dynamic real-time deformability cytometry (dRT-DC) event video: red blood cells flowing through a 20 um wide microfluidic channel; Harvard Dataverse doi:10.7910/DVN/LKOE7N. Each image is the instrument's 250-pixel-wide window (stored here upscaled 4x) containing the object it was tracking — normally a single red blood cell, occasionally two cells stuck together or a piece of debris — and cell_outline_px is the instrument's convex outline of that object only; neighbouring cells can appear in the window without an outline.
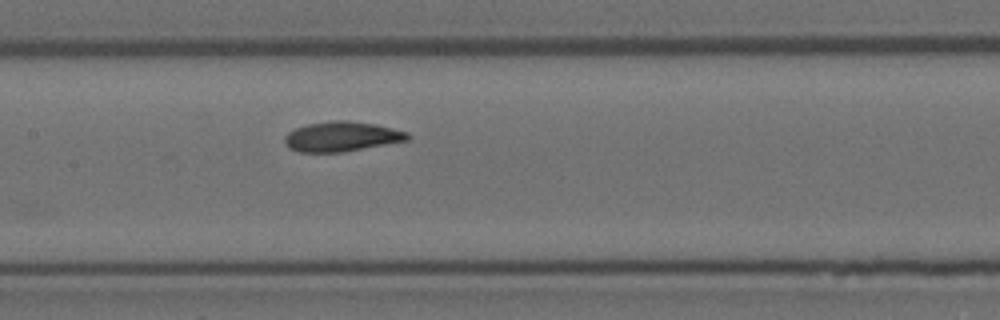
{"species": "Egyptian fruit bat (a non-hibernating species)", "species_latin": "Rousettus aegyptiacus", "temperature_condition": "room temperature", "stored_images_in_passage": 6, "camera_frame_rate_fps": 3000, "um_per_image_px": 0.085, "animal": {"sex": "female"}, "frame": {"image": 1, "passage_image": 6, "time_ms": 1.667, "image_size_px": [1000, 320], "cell_outline_px": [[412, 136], [408, 140], [344, 152], [300, 152], [288, 148], [284, 140], [284, 136], [288, 132], [296, 128], [308, 124], [332, 120], [348, 120], [376, 124], [408, 132]], "centroid_in_image_um": [29.05, 11.6], "position_along_channel_um": 178.4, "area_um2": 21.5}}